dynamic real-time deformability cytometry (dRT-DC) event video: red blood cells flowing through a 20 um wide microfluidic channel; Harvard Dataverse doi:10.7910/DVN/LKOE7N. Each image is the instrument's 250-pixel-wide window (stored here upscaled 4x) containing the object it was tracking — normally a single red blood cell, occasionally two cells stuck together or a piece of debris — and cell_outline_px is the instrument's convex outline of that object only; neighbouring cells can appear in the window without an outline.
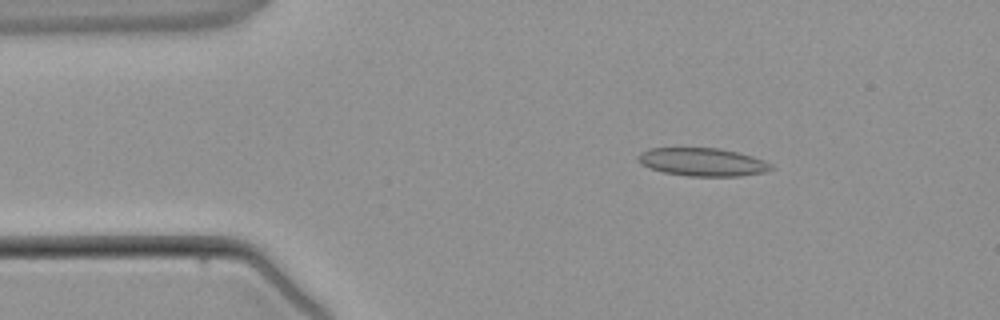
{"species": "common noctule bat (a hibernating species)", "species_latin": "Nyctalus noctula", "temperature_condition": "warm", "stored_images_in_passage": 3, "camera_frame_rate_fps": 3000, "um_per_image_px": 0.085, "animal": {"sex": "male", "body_mass_g": 21.5, "forearm_length_mm": 52.0}, "frame": {"image": 1, "passage_image": 2, "time_ms": 1.0, "image_size_px": [1000, 320], "cell_outline_px": [[776, 168], [764, 172], [740, 176], [688, 176], [664, 172], [640, 164], [636, 160], [636, 156], [640, 152], [648, 148], [720, 148], [752, 156], [764, 160], [772, 164]], "centroid_in_image_um": [59.7, 13.77], "position_along_channel_um": 25.3, "area_um2": 21.91}}